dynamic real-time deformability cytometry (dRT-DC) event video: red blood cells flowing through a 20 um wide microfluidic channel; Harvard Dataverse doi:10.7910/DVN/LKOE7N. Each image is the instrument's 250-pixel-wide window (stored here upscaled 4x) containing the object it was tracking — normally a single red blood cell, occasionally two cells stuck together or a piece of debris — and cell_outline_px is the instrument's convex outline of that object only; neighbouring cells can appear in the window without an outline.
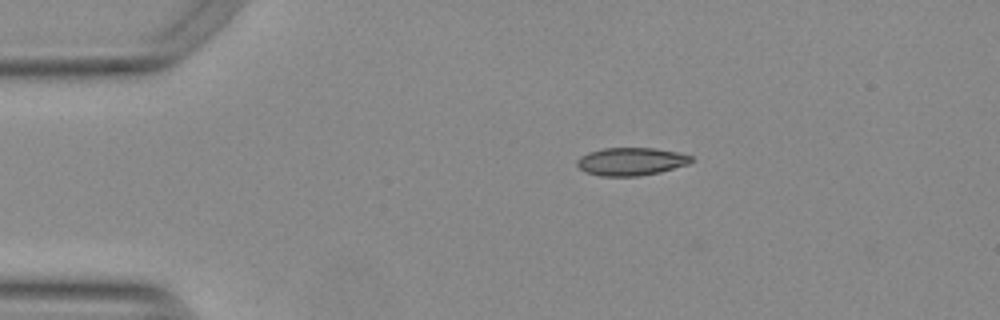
{"species": "Egyptian fruit bat (a non-hibernating species)", "species_latin": "Rousettus aegyptiacus", "temperature_condition": "warm", "stored_images_in_passage": 37, "camera_frame_rate_fps": 3000, "um_per_image_px": 0.085, "animal": {"sex": "female"}, "frame": {"image": 1, "passage_image": 1, "time_ms": 0.0, "image_size_px": [1000, 320], "cell_outline_px": [[692, 160], [688, 164], [660, 172], [640, 176], [600, 176], [584, 172], [576, 164], [576, 160], [580, 156], [588, 152], [604, 148], [656, 148], [676, 152], [692, 156]], "centroid_in_image_um": [53.6, 13.73], "position_along_channel_um": 31.4, "area_um2": 18.61}}
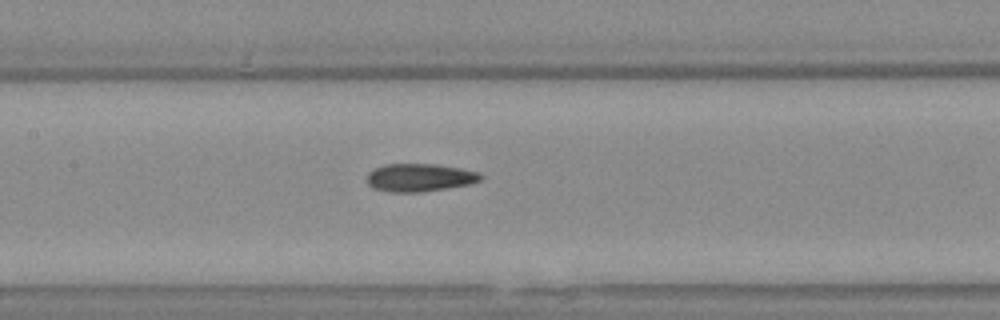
{"frame": {"image": 2, "passage_image": 16, "time_ms": 5.0, "image_size_px": [1000, 320], "cell_outline_px": [[484, 176], [480, 180], [468, 184], [420, 192], [392, 192], [372, 188], [368, 184], [368, 172], [384, 164], [436, 164], [460, 168], [480, 172]], "centroid_in_image_um": [35.67, 15.08], "position_along_channel_um": 171.7, "area_um2": 18.38}}
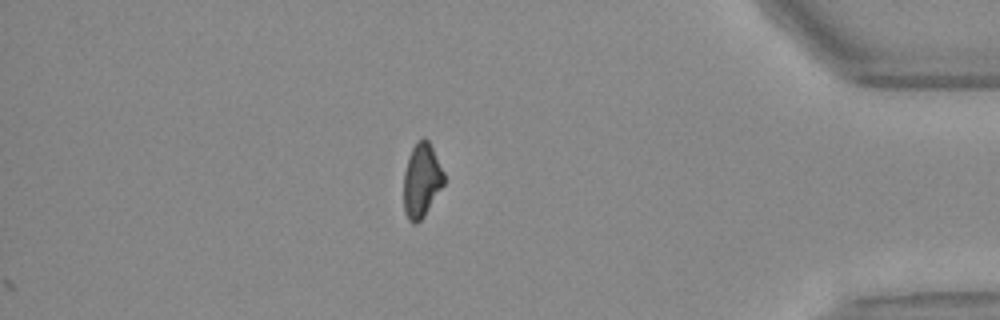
{"frame": {"image": 3, "passage_image": 37, "time_ms": 12.0, "image_size_px": [1000, 320], "cell_outline_px": [[444, 184], [424, 216], [416, 224], [412, 224], [408, 220], [404, 212], [404, 172], [412, 148], [424, 136], [428, 140], [444, 172]], "centroid_in_image_um": [35.83, 15.37], "position_along_channel_um": 399.4, "area_um2": 17.17}, "authors_computed_cell_mechanics": {"area_um2": 18.5538, "velocity_mm_per_s": 3.7979, "shape_relaxation_time_tau1_ms": null, "shape_relaxation_time_tau2_ms": 4.4506, "deformation_change_tau1": null, "deformation_change_tau2": 0.0995}}